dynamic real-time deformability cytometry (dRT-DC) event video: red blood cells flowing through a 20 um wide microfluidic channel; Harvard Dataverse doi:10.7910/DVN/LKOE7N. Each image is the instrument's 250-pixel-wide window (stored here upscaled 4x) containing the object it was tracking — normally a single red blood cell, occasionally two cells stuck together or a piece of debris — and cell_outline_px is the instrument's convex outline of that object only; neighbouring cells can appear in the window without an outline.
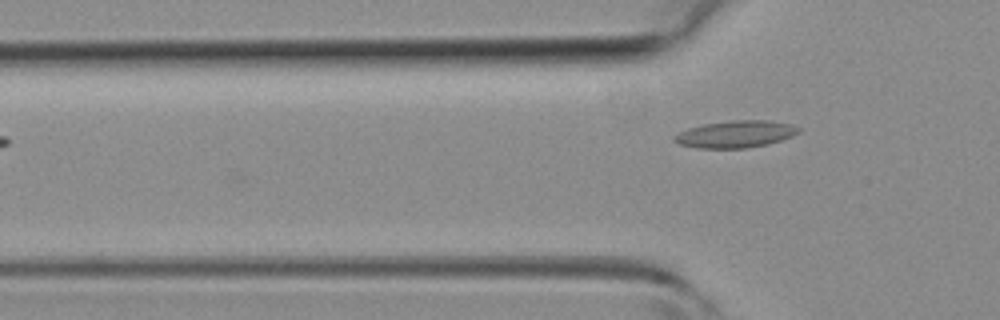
{"species": "common noctule bat (a hibernating species)", "species_latin": "Nyctalus noctula", "temperature_condition": "room temperature", "stored_images_in_passage": 3, "camera_frame_rate_fps": 3000, "um_per_image_px": 0.085, "animal": {"sex": "female", "body_mass_g": 19.3, "forearm_length_mm": 54.1}, "frame": {"image": 1, "passage_image": 3, "time_ms": 0.667, "image_size_px": [1000, 320], "cell_outline_px": [[800, 132], [792, 136], [768, 144], [748, 148], [696, 148], [680, 144], [672, 140], [672, 136], [688, 128], [704, 124], [732, 120], [768, 120], [792, 124], [800, 128]], "centroid_in_image_um": [62.52, 11.4], "position_along_channel_um": 63.3, "area_um2": 19.65}}